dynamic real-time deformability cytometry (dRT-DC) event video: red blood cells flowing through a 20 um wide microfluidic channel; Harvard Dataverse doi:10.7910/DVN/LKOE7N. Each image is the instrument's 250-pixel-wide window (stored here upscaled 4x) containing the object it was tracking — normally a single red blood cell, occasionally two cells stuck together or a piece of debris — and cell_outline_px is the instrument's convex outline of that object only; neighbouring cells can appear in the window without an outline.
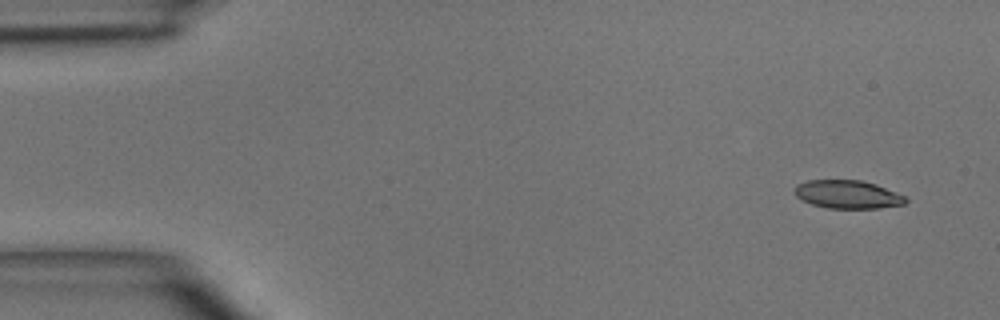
{"species": "common noctule bat (a hibernating species)", "species_latin": "Nyctalus noctula", "temperature_condition": "room temperature", "stored_images_in_passage": 4, "camera_frame_rate_fps": 3000, "um_per_image_px": 0.085, "animal": {"sex": "male", "body_mass_g": 15.6}, "frame": {"image": 1, "passage_image": 1, "time_ms": 0.0, "image_size_px": [1000, 320], "cell_outline_px": [[908, 200], [904, 204], [876, 208], [828, 208], [812, 204], [796, 196], [796, 184], [808, 180], [860, 180], [876, 184], [904, 196]], "centroid_in_image_um": [72.05, 16.52], "position_along_channel_um": 13.0, "area_um2": 17.98}}
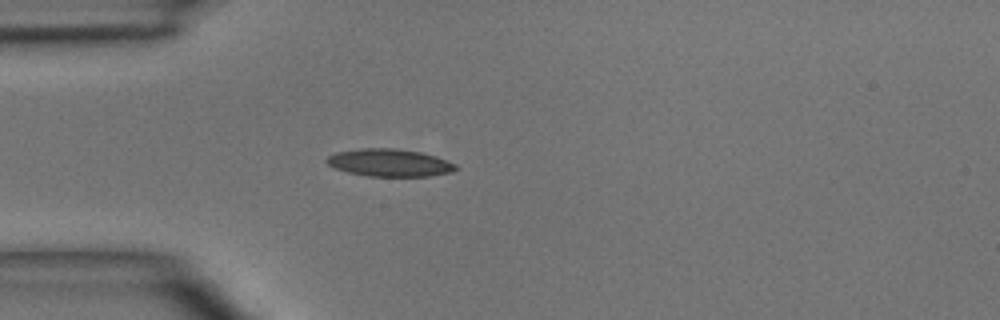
{"frame": {"image": 2, "passage_image": 4, "time_ms": 3.333, "image_size_px": [1000, 320], "cell_outline_px": [[460, 168], [452, 172], [428, 176], [368, 176], [348, 172], [336, 168], [328, 164], [324, 160], [328, 156], [336, 152], [360, 148], [396, 148], [420, 152], [436, 156], [456, 164]], "centroid_in_image_um": [33.13, 13.82], "position_along_channel_um": 51.9, "area_um2": 20.75}}